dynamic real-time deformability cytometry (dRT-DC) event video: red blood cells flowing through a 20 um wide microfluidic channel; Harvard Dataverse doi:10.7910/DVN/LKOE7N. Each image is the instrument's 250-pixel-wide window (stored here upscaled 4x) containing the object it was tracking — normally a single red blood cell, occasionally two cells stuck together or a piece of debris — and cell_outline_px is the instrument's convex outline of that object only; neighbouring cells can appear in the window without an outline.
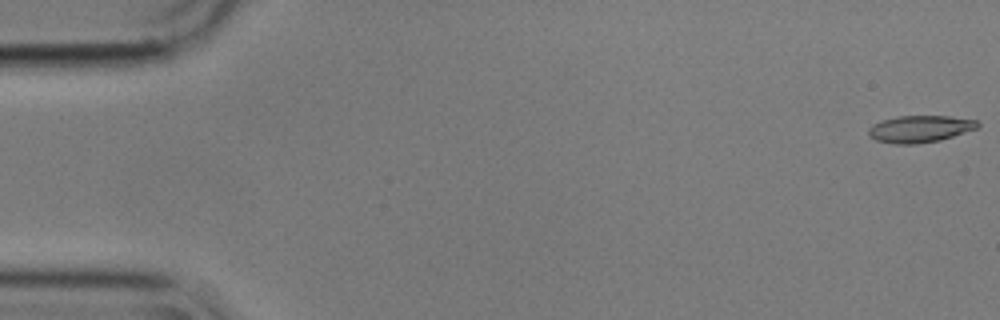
{"species": "common noctule bat (a hibernating species)", "species_latin": "Nyctalus noctula", "temperature_condition": "cold", "stored_images_in_passage": 56, "camera_frame_rate_fps": 3000, "um_per_image_px": 0.085, "animal": {"sex": "male", "body_mass_g": 17.9}, "frame": {"image": 1, "passage_image": 1, "time_ms": 0.0, "image_size_px": [1000, 320], "cell_outline_px": [[980, 124], [976, 128], [940, 140], [916, 144], [896, 144], [876, 140], [868, 136], [868, 128], [872, 124], [884, 120], [900, 116], [948, 116], [976, 120]], "centroid_in_image_um": [78.15, 10.96], "position_along_channel_um": 6.8, "area_um2": 16.94}}
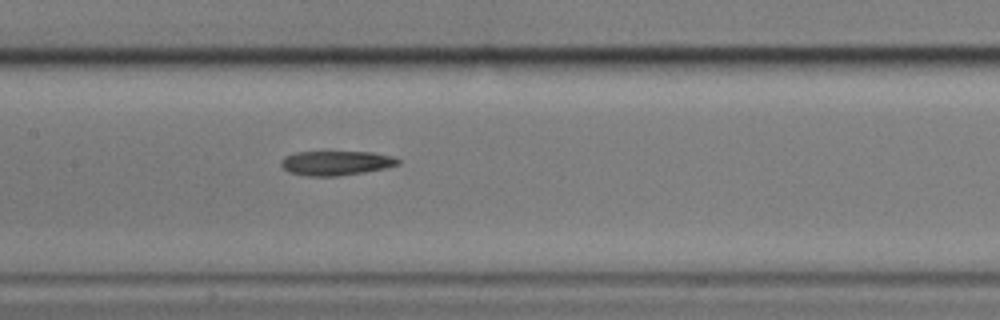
{"frame": {"image": 2, "passage_image": 27, "time_ms": 8.667, "image_size_px": [1000, 320], "cell_outline_px": [[400, 164], [384, 168], [364, 172], [340, 176], [304, 176], [288, 172], [280, 164], [280, 160], [284, 156], [296, 152], [372, 152], [392, 156], [400, 160]], "centroid_in_image_um": [28.53, 13.86], "position_along_channel_um": 178.9, "area_um2": 16.76}}
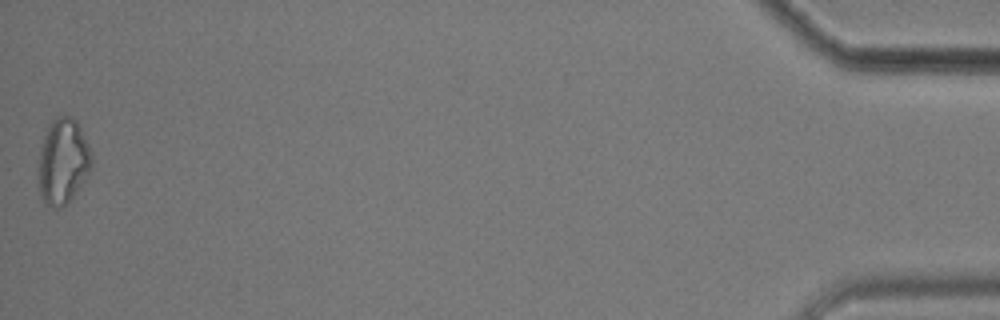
{"frame": {"image": 3, "passage_image": 56, "time_ms": 18.333, "image_size_px": [1000, 320], "cell_outline_px": [[92, 168], [84, 180], [72, 196], [64, 204], [56, 208], [44, 204], [40, 196], [40, 152], [44, 136], [48, 124], [56, 116], [68, 116], [76, 120], [88, 144], [92, 156]], "centroid_in_image_um": [5.36, 13.69], "position_along_channel_um": 429.8, "area_um2": 25.95}}